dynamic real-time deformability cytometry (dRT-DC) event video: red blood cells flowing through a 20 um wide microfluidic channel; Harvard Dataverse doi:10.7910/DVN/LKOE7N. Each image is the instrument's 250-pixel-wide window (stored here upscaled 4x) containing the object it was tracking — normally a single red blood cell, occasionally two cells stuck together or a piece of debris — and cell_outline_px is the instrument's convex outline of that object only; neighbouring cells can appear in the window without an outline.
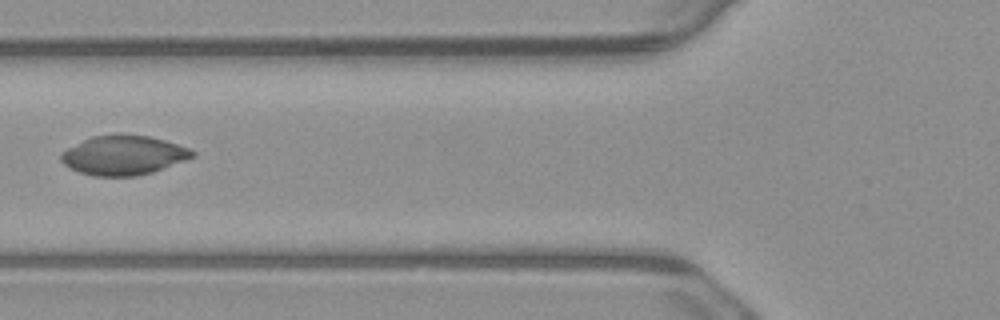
{"species": "common noctule bat (a hibernating species)", "species_latin": "Nyctalus noctula", "temperature_condition": "warm", "stored_images_in_passage": 4, "camera_frame_rate_fps": 3000, "um_per_image_px": 0.085, "animal": {"sex": "male", "body_mass_g": 23.1, "forearm_length_mm": 52.7}, "frame": {"image": 1, "passage_image": 4, "time_ms": 1.0, "image_size_px": [1000, 320], "cell_outline_px": [[196, 156], [152, 172], [136, 176], [92, 176], [80, 172], [64, 164], [60, 160], [60, 152], [92, 136], [116, 132], [120, 132], [148, 136], [164, 140], [188, 148], [196, 152]], "centroid_in_image_um": [10.49, 13.17], "position_along_channel_um": 115.3, "area_um2": 30.35}}